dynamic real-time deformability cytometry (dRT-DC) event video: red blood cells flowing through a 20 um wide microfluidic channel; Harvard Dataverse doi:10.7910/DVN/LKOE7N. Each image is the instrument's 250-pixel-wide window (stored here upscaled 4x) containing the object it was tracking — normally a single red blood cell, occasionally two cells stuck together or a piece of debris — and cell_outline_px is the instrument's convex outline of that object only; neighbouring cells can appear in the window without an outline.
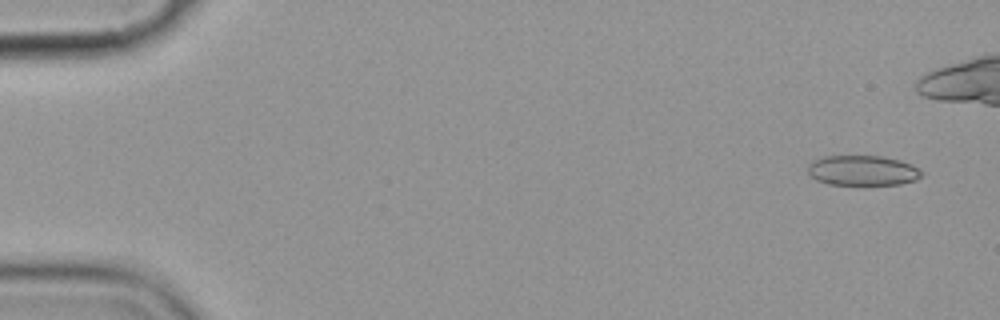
{"species": "common noctule bat (a hibernating species)", "species_latin": "Nyctalus noctula", "temperature_condition": "cold", "stored_images_in_passage": 5, "camera_frame_rate_fps": 3000, "um_per_image_px": 0.085, "animal": {"sex": "female", "body_mass_g": 19.9}, "frame": {"image": 1, "passage_image": 1, "time_ms": 0.0, "image_size_px": [1000, 320], "cell_outline_px": [[924, 172], [916, 180], [900, 184], [828, 184], [816, 180], [808, 172], [808, 164], [812, 160], [824, 156], [884, 156], [900, 160], [912, 164], [920, 168]], "centroid_in_image_um": [73.34, 14.48], "position_along_channel_um": 11.7, "area_um2": 20.06}}